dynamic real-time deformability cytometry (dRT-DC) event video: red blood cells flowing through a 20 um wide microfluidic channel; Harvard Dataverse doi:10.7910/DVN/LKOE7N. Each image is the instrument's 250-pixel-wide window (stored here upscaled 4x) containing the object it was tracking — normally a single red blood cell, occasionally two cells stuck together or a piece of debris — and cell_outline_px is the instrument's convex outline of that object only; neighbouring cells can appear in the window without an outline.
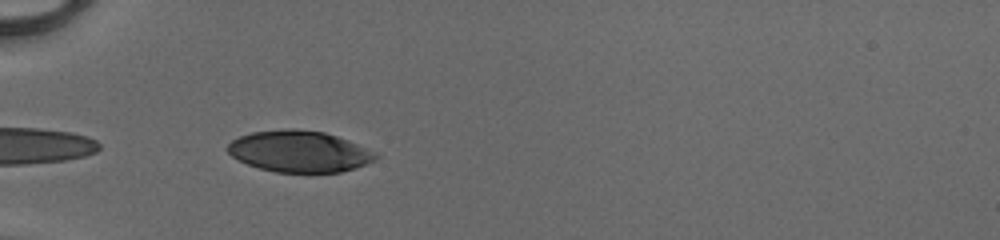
{"species": "human", "species_latin": "Homo sapiens", "temperature_condition": "cold", "stored_images_in_passage": 14, "camera_frame_rate_fps": 3000, "um_per_image_px": 0.085, "donor": {"sex": "male"}, "frame": {"image": 1, "passage_image": 1, "time_ms": 0.0, "image_size_px": [1000, 240], "cell_outline_px": [[380, 156], [376, 160], [340, 172], [276, 172], [260, 168], [248, 164], [232, 156], [224, 148], [232, 140], [240, 136], [252, 132], [284, 128], [296, 128], [324, 132], [348, 140], [376, 152]], "centroid_in_image_um": [25.43, 12.85], "position_along_channel_um": 59.6, "area_um2": 35.66}}
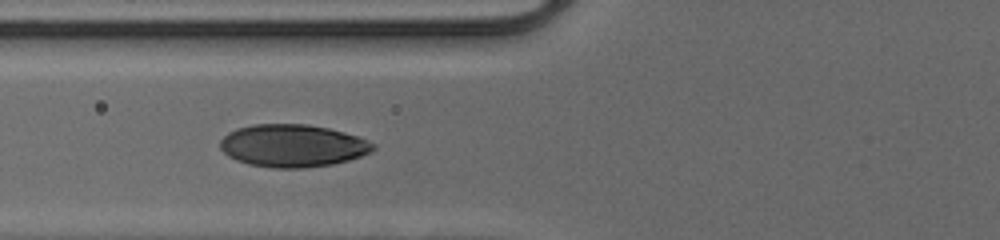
{"frame": {"image": 2, "passage_image": 5, "time_ms": 1.333, "image_size_px": [1000, 240], "cell_outline_px": [[376, 148], [372, 152], [348, 160], [332, 164], [304, 168], [272, 168], [248, 164], [236, 160], [228, 156], [220, 148], [220, 140], [228, 132], [236, 128], [252, 124], [308, 124], [328, 128], [344, 132], [356, 136], [376, 144]], "centroid_in_image_um": [24.86, 12.38], "position_along_channel_um": 100.9, "area_um2": 38.09}}
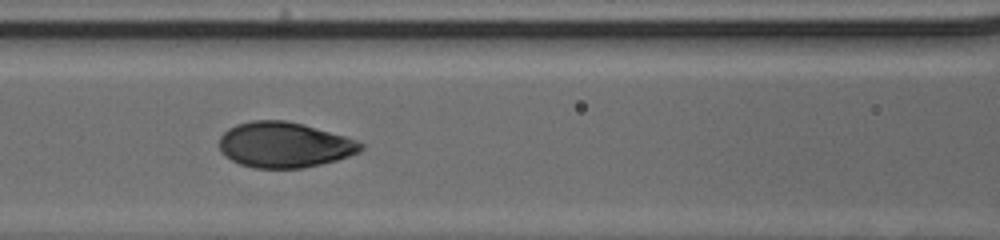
{"frame": {"image": 3, "passage_image": 8, "time_ms": 2.333, "image_size_px": [1000, 240], "cell_outline_px": [[364, 148], [360, 152], [336, 160], [304, 168], [256, 168], [240, 164], [232, 160], [220, 152], [220, 136], [228, 128], [236, 124], [252, 120], [284, 120], [304, 124], [344, 136], [356, 140], [364, 144]], "centroid_in_image_um": [24.16, 12.31], "position_along_channel_um": 142.4, "area_um2": 37.51}}